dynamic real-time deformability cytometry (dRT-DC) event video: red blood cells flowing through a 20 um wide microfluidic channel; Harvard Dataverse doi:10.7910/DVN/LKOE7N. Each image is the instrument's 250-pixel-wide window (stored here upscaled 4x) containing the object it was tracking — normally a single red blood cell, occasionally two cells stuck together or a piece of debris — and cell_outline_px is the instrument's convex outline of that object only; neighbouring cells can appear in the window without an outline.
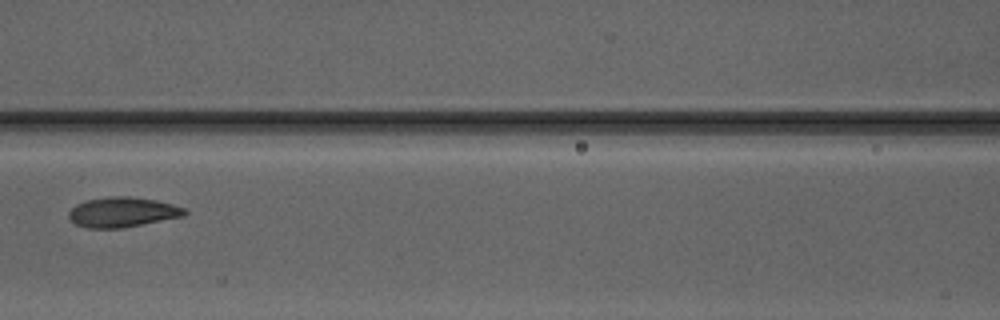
{"species": "Egyptian fruit bat (a non-hibernating species)", "species_latin": "Rousettus aegyptiacus", "temperature_condition": "warm", "stored_images_in_passage": 5, "camera_frame_rate_fps": 3000, "um_per_image_px": 0.085, "animal": {"sex": "male"}, "frame": {"image": 1, "passage_image": 5, "time_ms": 4.667, "image_size_px": [1000, 320], "cell_outline_px": [[188, 212], [184, 216], [120, 228], [88, 228], [76, 224], [68, 216], [68, 212], [76, 204], [84, 200], [108, 196], [132, 196], [156, 200], [172, 204], [184, 208]], "centroid_in_image_um": [10.39, 18.01], "position_along_channel_um": 156.2, "area_um2": 20.23}}